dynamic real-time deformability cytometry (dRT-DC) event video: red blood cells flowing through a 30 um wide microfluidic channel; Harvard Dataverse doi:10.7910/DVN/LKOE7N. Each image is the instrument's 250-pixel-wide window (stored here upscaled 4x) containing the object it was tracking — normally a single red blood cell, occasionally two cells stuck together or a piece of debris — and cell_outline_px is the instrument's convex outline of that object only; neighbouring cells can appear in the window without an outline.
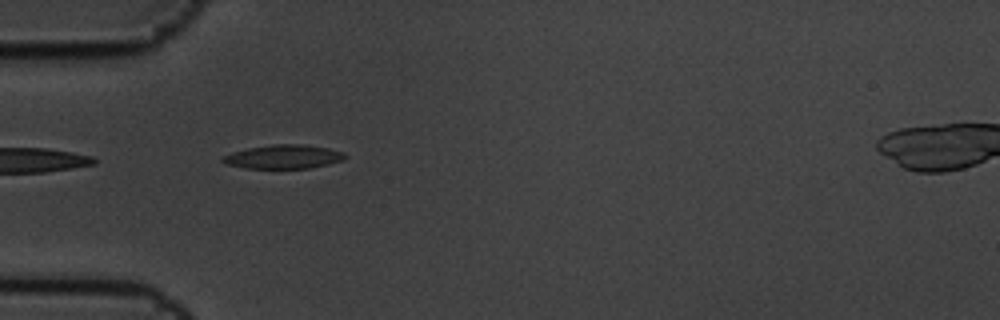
{"species": "common noctule bat (a hibernating species)", "species_latin": "Nyctalus noctula", "temperature_condition": "cold", "stored_images_in_passage": 7, "camera_frame_rate_fps": 3000, "um_per_image_px": 0.085, "animal": {"sex": "male", "body_mass_g": 19.5, "forearm_length_mm": 54.6}, "frame": {"image": 1, "passage_image": 6, "time_ms": 1.667, "image_size_px": [1000, 320], "cell_outline_px": [[348, 156], [344, 160], [328, 164], [308, 168], [244, 168], [224, 164], [220, 160], [220, 156], [232, 152], [248, 148], [272, 144], [304, 144], [328, 148], [344, 152]], "centroid_in_image_um": [24.07, 13.32], "position_along_channel_um": 60.9, "area_um2": 17.22}}